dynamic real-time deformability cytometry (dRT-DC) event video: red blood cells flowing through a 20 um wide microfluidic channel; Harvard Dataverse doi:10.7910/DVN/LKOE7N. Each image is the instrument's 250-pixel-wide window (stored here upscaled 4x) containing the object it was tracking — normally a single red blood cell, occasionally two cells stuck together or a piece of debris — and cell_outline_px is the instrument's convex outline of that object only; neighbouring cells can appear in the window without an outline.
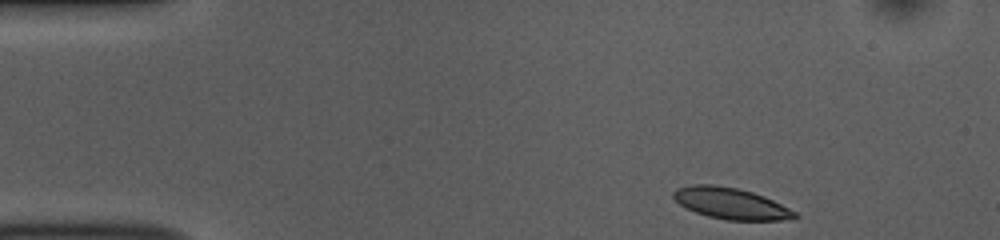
{"species": "common noctule bat (a hibernating species)", "species_latin": "Nyctalus noctula", "temperature_condition": "room temperature", "stored_images_in_passage": 46, "camera_frame_rate_fps": 3000, "um_per_image_px": 0.085, "animal": {"sex": "female", "body_mass_g": 10.0, "forearm_length_mm": 53.1}, "frame": {"image": 1, "passage_image": 1, "time_ms": 0.0, "image_size_px": [1000, 240], "cell_outline_px": [[800, 216], [780, 220], [724, 220], [708, 216], [696, 212], [680, 204], [672, 196], [672, 192], [676, 188], [692, 184], [712, 184], [736, 188], [752, 192], [764, 196], [796, 212]], "centroid_in_image_um": [62.09, 17.28], "position_along_channel_um": 22.9, "area_um2": 21.91}}
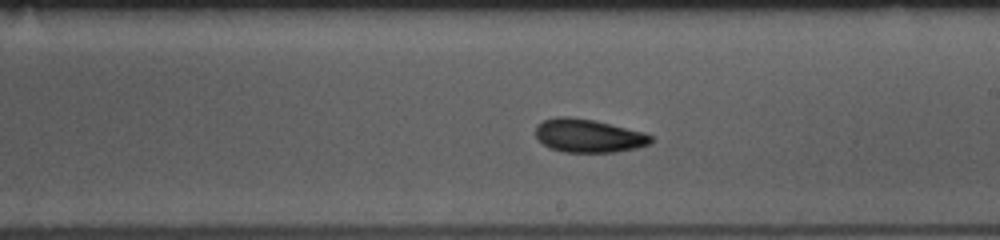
{"frame": {"image": 2, "passage_image": 24, "time_ms": 7.667, "image_size_px": [1000, 240], "cell_outline_px": [[652, 144], [636, 148], [616, 152], [564, 152], [548, 148], [536, 136], [536, 124], [544, 120], [556, 116], [568, 116], [596, 120], [644, 132], [652, 136]], "centroid_in_image_um": [50.03, 11.53], "position_along_channel_um": 239.0, "area_um2": 22.66}}
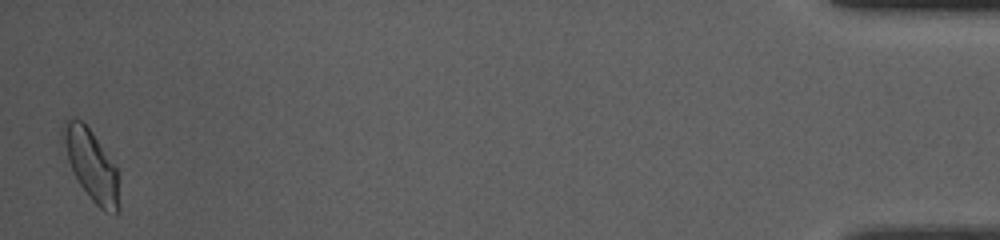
{"frame": {"image": 3, "passage_image": 46, "time_ms": 15.0, "image_size_px": [1000, 240], "cell_outline_px": [[120, 208], [116, 212], [104, 212], [92, 200], [80, 184], [68, 160], [60, 132], [64, 120], [80, 120], [92, 132], [116, 168]], "centroid_in_image_um": [7.75, 14.04], "position_along_channel_um": 427.4, "area_um2": 22.43}, "authors_computed_cell_mechanics": {"area_um2": 22.0218, "velocity_mm_per_s": 3.7809, "shape_relaxation_time_tau1_ms": 4.1054, "shape_relaxation_time_tau2_ms": 6.0229, "deformation_change_tau1": 0.1201, "deformation_change_tau2": 0.0977}}